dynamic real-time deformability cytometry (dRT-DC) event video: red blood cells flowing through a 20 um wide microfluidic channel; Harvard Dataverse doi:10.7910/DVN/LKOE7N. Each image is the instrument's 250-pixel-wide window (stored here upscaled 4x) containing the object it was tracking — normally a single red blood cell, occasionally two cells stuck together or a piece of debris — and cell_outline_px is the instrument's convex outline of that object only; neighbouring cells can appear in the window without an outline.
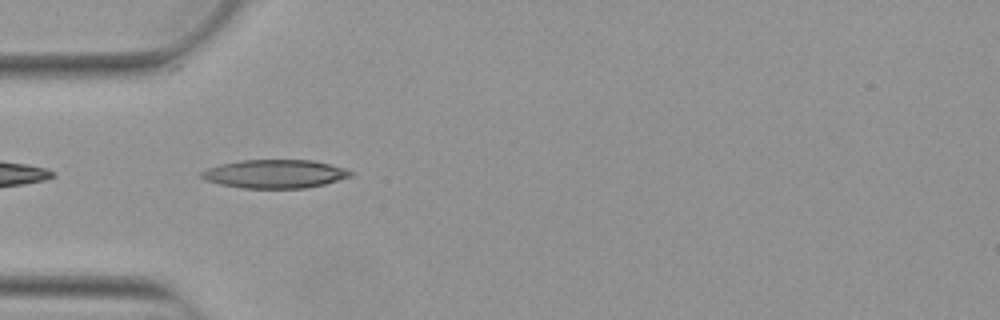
{"species": "Egyptian fruit bat (a non-hibernating species)", "species_latin": "Rousettus aegyptiacus", "temperature_condition": "warm", "stored_images_in_passage": 13, "camera_frame_rate_fps": 3000, "um_per_image_px": 0.085, "animal": {"sex": "female"}, "frame": {"image": 1, "passage_image": 1, "time_ms": 0.0, "image_size_px": [1000, 320], "cell_outline_px": [[352, 176], [324, 184], [304, 188], [244, 188], [220, 184], [204, 180], [200, 176], [200, 172], [208, 168], [220, 164], [240, 160], [312, 160], [344, 168], [352, 172]], "centroid_in_image_um": [23.32, 14.78], "position_along_channel_um": 61.7, "area_um2": 24.62}}
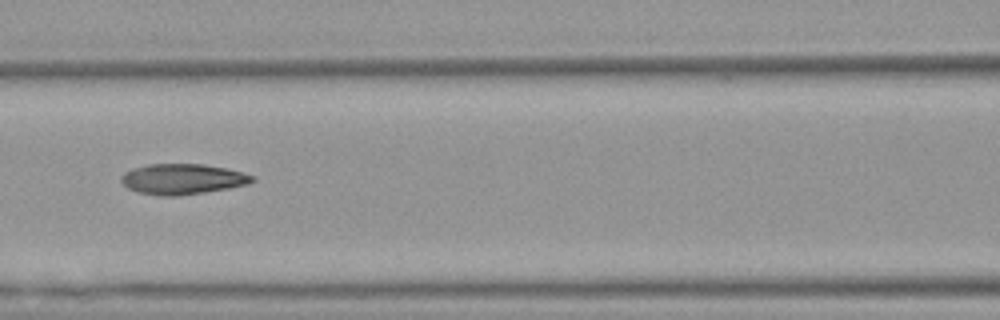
{"frame": {"image": 2, "passage_image": 8, "time_ms": 2.333, "image_size_px": [1000, 320], "cell_outline_px": [[256, 180], [248, 184], [228, 188], [204, 192], [176, 196], [164, 196], [140, 192], [128, 188], [120, 180], [120, 176], [124, 172], [132, 168], [148, 164], [204, 164], [228, 168], [252, 176]], "centroid_in_image_um": [15.49, 15.21], "position_along_channel_um": 151.1, "area_um2": 23.18}}
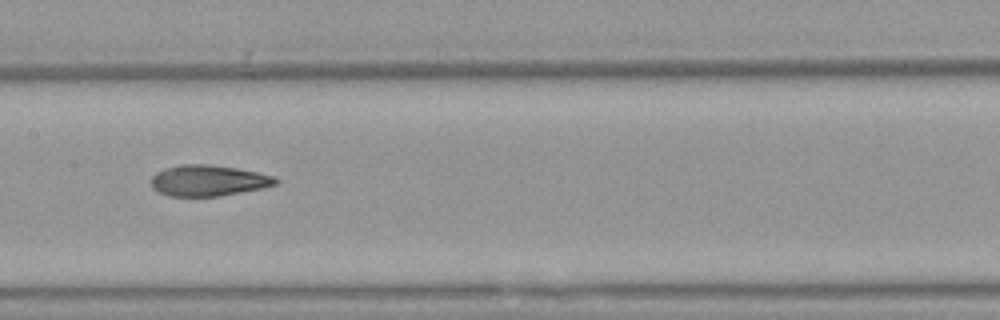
{"frame": {"image": 3, "passage_image": 11, "time_ms": 3.333, "image_size_px": [1000, 320], "cell_outline_px": [[280, 180], [276, 184], [264, 188], [220, 196], [168, 196], [152, 188], [152, 176], [156, 172], [164, 168], [180, 164], [208, 164], [236, 168], [276, 176]], "centroid_in_image_um": [17.72, 15.34], "position_along_channel_um": 189.7, "area_um2": 22.6}}